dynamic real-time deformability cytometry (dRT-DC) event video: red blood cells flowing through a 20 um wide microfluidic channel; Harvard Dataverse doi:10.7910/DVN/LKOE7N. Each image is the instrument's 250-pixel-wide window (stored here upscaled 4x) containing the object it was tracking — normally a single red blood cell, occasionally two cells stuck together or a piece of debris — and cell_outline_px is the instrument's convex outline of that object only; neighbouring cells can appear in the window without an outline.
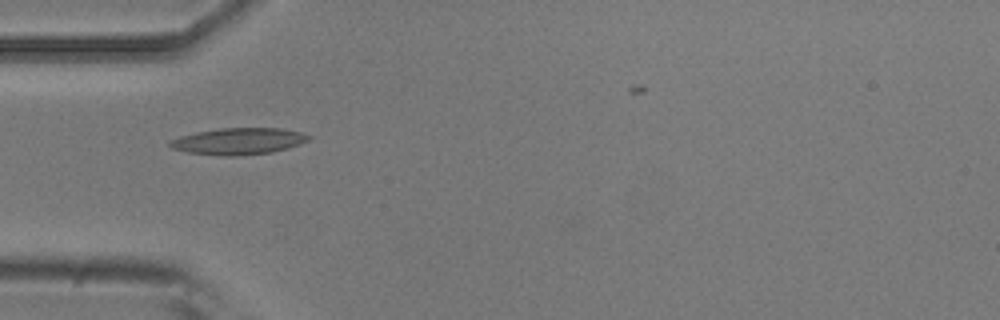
{"species": "common noctule bat (a hibernating species)", "species_latin": "Nyctalus noctula", "temperature_condition": "room temperature", "stored_images_in_passage": 6, "camera_frame_rate_fps": 3000, "um_per_image_px": 0.085, "animal": {"sex": "male", "body_mass_g": 20.5, "forearm_length_mm": 52.5}, "frame": {"image": 1, "passage_image": 5, "time_ms": 4.667, "image_size_px": [1000, 320], "cell_outline_px": [[312, 136], [308, 140], [300, 144], [288, 148], [272, 152], [236, 156], [224, 156], [188, 152], [172, 148], [168, 144], [172, 140], [180, 136], [196, 132], [220, 128], [280, 128], [300, 132]], "centroid_in_image_um": [20.29, 12.0], "position_along_channel_um": 64.7, "area_um2": 21.39}}
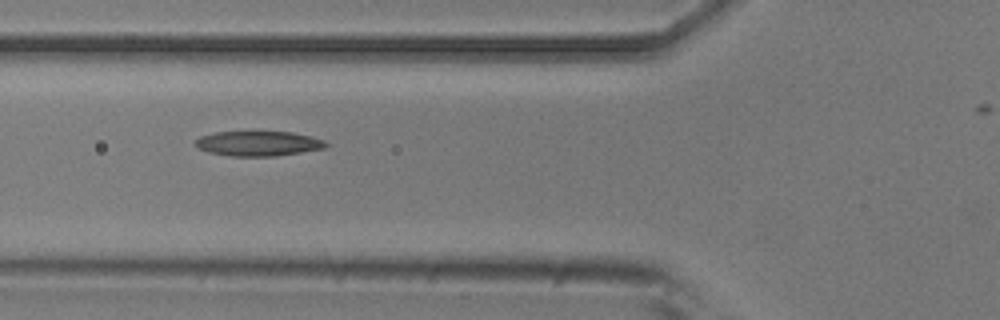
{"frame": {"image": 2, "passage_image": 6, "time_ms": 5.667, "image_size_px": [1000, 320], "cell_outline_px": [[328, 144], [324, 148], [300, 152], [272, 156], [232, 156], [208, 152], [200, 148], [196, 144], [196, 140], [200, 136], [216, 132], [292, 132], [312, 136], [324, 140]], "centroid_in_image_um": [21.97, 12.19], "position_along_channel_um": 103.8, "area_um2": 18.67}}